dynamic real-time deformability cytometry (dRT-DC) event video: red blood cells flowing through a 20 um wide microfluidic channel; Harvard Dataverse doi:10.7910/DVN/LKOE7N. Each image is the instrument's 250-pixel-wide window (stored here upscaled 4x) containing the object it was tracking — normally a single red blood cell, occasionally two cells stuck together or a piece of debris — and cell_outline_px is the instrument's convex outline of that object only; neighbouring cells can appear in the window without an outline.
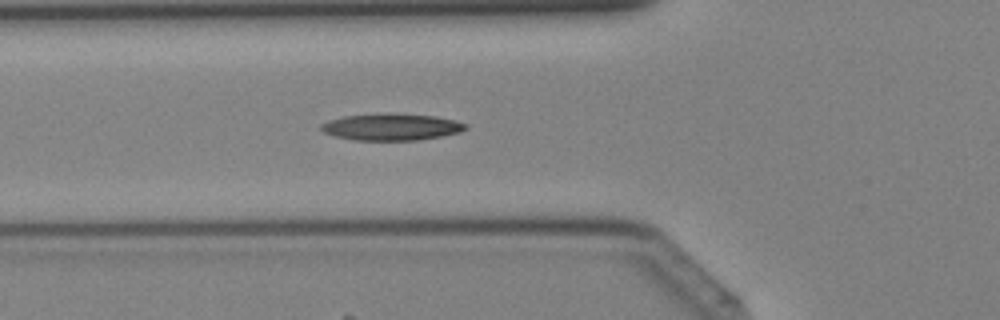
{"species": "Egyptian fruit bat (a non-hibernating species)", "species_latin": "Rousettus aegyptiacus", "temperature_condition": "cold", "stored_images_in_passage": 40, "camera_frame_rate_fps": 3000, "um_per_image_px": 0.085, "animal": {"sex": "female"}, "frame": {"image": 1, "passage_image": 14, "time_ms": 4.333, "image_size_px": [1000, 320], "cell_outline_px": [[468, 128], [460, 132], [440, 136], [416, 140], [352, 140], [336, 136], [324, 132], [320, 128], [320, 124], [328, 120], [344, 116], [380, 112], [392, 112], [436, 116], [456, 120], [468, 124]], "centroid_in_image_um": [33.27, 10.76], "position_along_channel_um": 92.5, "area_um2": 22.95}}
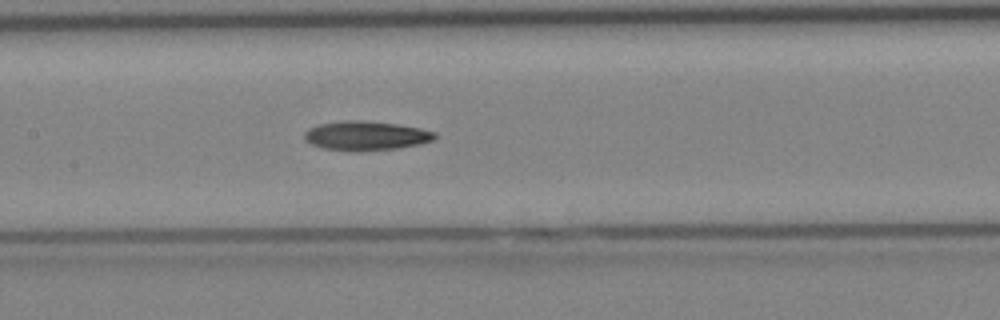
{"frame": {"image": 2, "passage_image": 19, "time_ms": 6.0, "image_size_px": [1000, 320], "cell_outline_px": [[436, 136], [432, 140], [416, 144], [396, 148], [324, 148], [312, 144], [304, 136], [304, 132], [308, 128], [320, 124], [344, 120], [364, 120], [396, 124], [420, 128], [436, 132]], "centroid_in_image_um": [31.11, 11.47], "position_along_channel_um": 176.3, "area_um2": 20.98}}
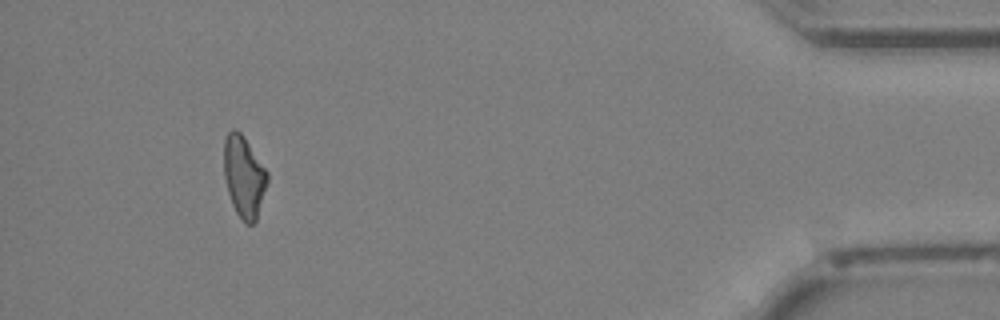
{"frame": {"image": 3, "passage_image": 37, "time_ms": 12.0, "image_size_px": [1000, 320], "cell_outline_px": [[268, 180], [256, 220], [252, 224], [244, 224], [236, 212], [232, 204], [228, 192], [224, 176], [224, 140], [228, 132], [232, 128], [236, 128], [244, 136], [268, 172]], "centroid_in_image_um": [20.73, 14.99], "position_along_channel_um": 414.5, "area_um2": 20.63}}